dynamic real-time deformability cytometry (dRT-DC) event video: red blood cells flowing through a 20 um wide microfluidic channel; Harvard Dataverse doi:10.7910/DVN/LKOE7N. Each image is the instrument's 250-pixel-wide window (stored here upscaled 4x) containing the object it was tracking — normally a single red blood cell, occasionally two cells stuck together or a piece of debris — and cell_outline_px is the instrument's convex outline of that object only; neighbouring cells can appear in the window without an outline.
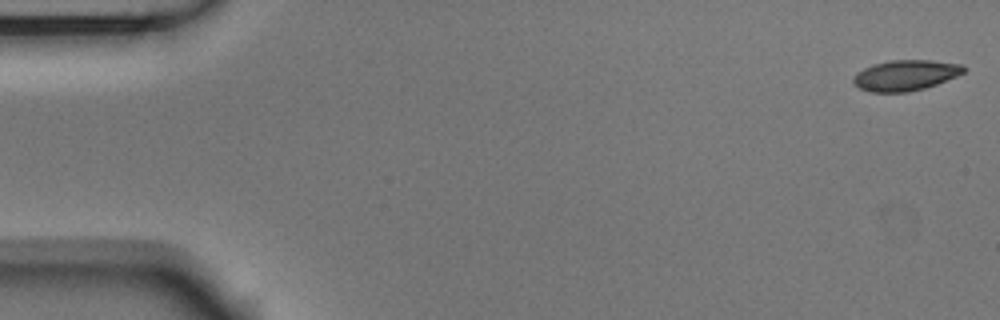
{"species": "Egyptian fruit bat (a non-hibernating species)", "species_latin": "Rousettus aegyptiacus", "temperature_condition": "room temperature", "stored_images_in_passage": 53, "camera_frame_rate_fps": 3000, "um_per_image_px": 0.085, "animal": {"sex": "male"}, "frame": {"image": 1, "passage_image": 1, "time_ms": 0.0, "image_size_px": [1000, 320], "cell_outline_px": [[964, 72], [956, 76], [936, 84], [924, 88], [908, 92], [868, 92], [860, 88], [852, 80], [852, 76], [856, 72], [872, 64], [888, 60], [932, 60], [964, 64]], "centroid_in_image_um": [76.94, 6.39], "position_along_channel_um": 8.1, "area_um2": 19.77}}
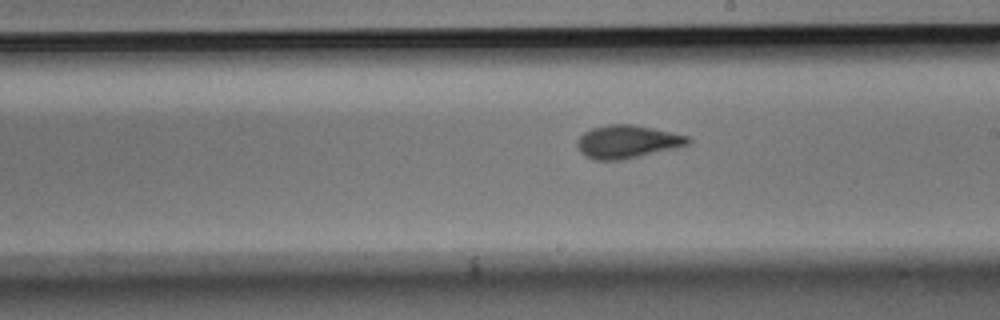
{"frame": {"image": 2, "passage_image": 30, "time_ms": 9.667, "image_size_px": [1000, 320], "cell_outline_px": [[692, 140], [688, 144], [676, 148], [624, 160], [592, 160], [584, 156], [580, 152], [576, 144], [576, 140], [584, 132], [592, 128], [608, 124], [632, 124], [672, 132], [688, 136]], "centroid_in_image_um": [53.29, 12.05], "position_along_channel_um": 235.7, "area_um2": 21.56}}
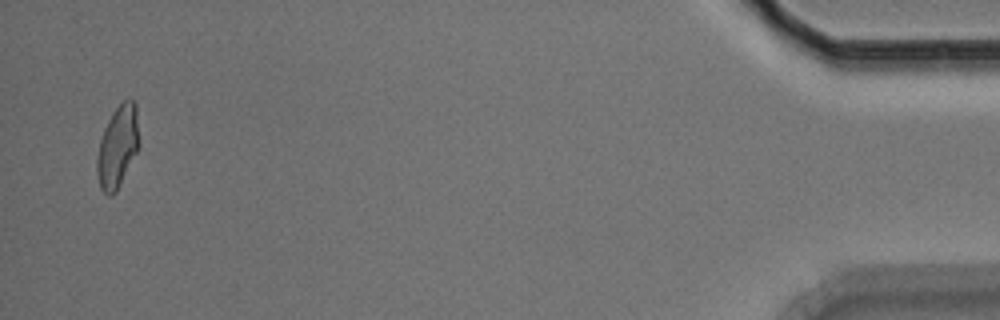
{"frame": {"image": 3, "passage_image": 52, "time_ms": 17.0, "image_size_px": [1000, 320], "cell_outline_px": [[140, 148], [116, 192], [112, 196], [108, 196], [100, 188], [96, 172], [96, 160], [100, 140], [104, 128], [112, 112], [128, 96], [136, 104]], "centroid_in_image_um": [10.01, 12.48], "position_along_channel_um": 425.2, "area_um2": 20.46}, "authors_computed_cell_mechanics": {"area_um2": 20.4034, "velocity_mm_per_s": 3.7664, "shape_relaxation_time_tau1_ms": 4.7649, "shape_relaxation_time_tau2_ms": 1.4351, "deformation_change_tau1": 0.1409, "deformation_change_tau2": 0.0583}}